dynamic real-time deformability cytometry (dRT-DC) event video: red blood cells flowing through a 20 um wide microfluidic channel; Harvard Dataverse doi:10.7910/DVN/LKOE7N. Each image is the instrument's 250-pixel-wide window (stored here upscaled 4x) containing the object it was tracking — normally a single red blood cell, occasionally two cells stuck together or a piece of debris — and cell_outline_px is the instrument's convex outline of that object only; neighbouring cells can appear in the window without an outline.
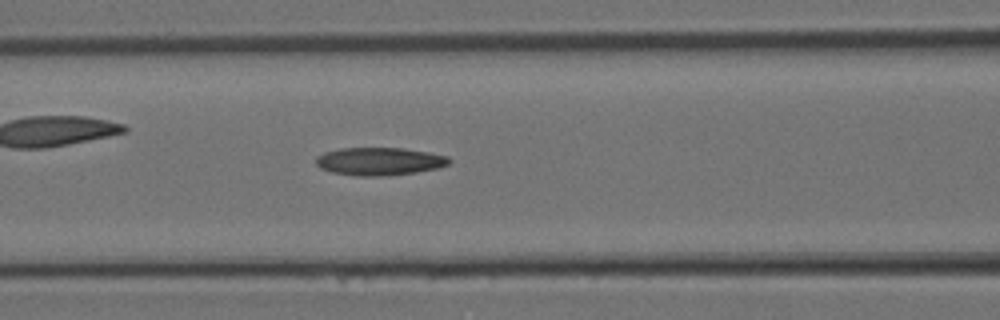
{"species": "Egyptian fruit bat (a non-hibernating species)", "species_latin": "Rousettus aegyptiacus", "temperature_condition": "room temperature", "stored_images_in_passage": 14, "camera_frame_rate_fps": 3000, "um_per_image_px": 0.085, "animal": {"sex": "female"}, "frame": {"image": 1, "passage_image": 12, "time_ms": 3.667, "image_size_px": [1000, 320], "cell_outline_px": [[452, 160], [448, 164], [440, 168], [416, 172], [388, 176], [356, 176], [332, 172], [320, 168], [316, 164], [316, 156], [324, 152], [340, 148], [400, 148], [428, 152], [448, 156]], "centroid_in_image_um": [32.25, 13.72], "position_along_channel_um": 134.3, "area_um2": 21.79}}
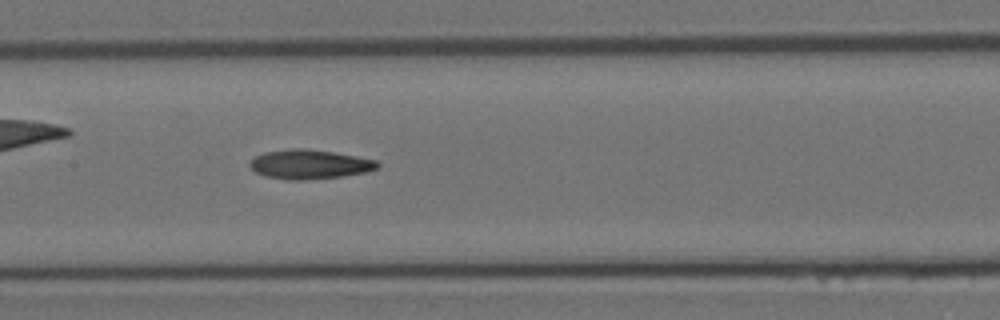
{"frame": {"image": 2, "passage_image": 14, "time_ms": 4.333, "image_size_px": [1000, 320], "cell_outline_px": [[380, 164], [376, 168], [364, 172], [344, 176], [304, 180], [292, 180], [264, 176], [256, 172], [248, 164], [256, 156], [264, 152], [292, 148], [304, 148], [332, 152], [356, 156], [376, 160]], "centroid_in_image_um": [26.29, 13.96], "position_along_channel_um": 181.1, "area_um2": 21.62}}